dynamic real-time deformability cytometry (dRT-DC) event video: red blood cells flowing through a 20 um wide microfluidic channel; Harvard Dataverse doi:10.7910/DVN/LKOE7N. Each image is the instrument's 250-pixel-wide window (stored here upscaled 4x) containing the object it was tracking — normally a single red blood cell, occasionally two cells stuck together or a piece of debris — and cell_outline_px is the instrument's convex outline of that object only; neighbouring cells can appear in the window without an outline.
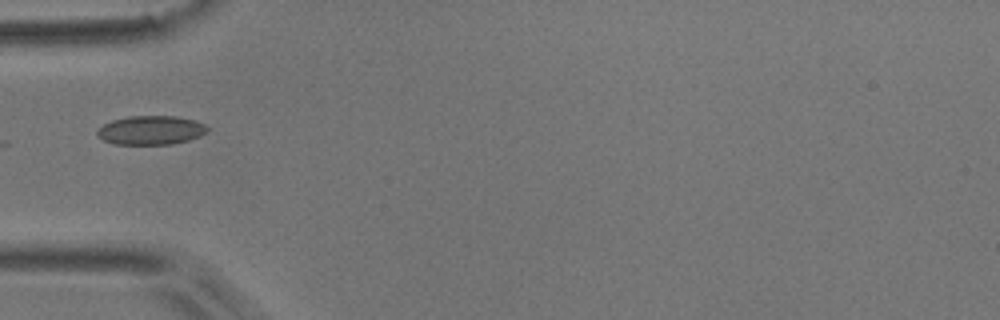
{"species": "common noctule bat (a hibernating species)", "species_latin": "Nyctalus noctula", "temperature_condition": "room temperature", "stored_images_in_passage": 1, "camera_frame_rate_fps": 3000, "um_per_image_px": 0.085, "animal": {"sex": "male", "body_mass_g": 17.9}, "frame": {"image": 1, "passage_image": 1, "time_ms": 0.0, "image_size_px": [1000, 320], "cell_outline_px": [[208, 132], [200, 136], [188, 140], [172, 144], [116, 144], [104, 140], [96, 136], [96, 128], [112, 120], [128, 116], [176, 116], [192, 120], [204, 124], [208, 128]], "centroid_in_image_um": [12.79, 11.07], "position_along_channel_um": 72.2, "area_um2": 18.61}}